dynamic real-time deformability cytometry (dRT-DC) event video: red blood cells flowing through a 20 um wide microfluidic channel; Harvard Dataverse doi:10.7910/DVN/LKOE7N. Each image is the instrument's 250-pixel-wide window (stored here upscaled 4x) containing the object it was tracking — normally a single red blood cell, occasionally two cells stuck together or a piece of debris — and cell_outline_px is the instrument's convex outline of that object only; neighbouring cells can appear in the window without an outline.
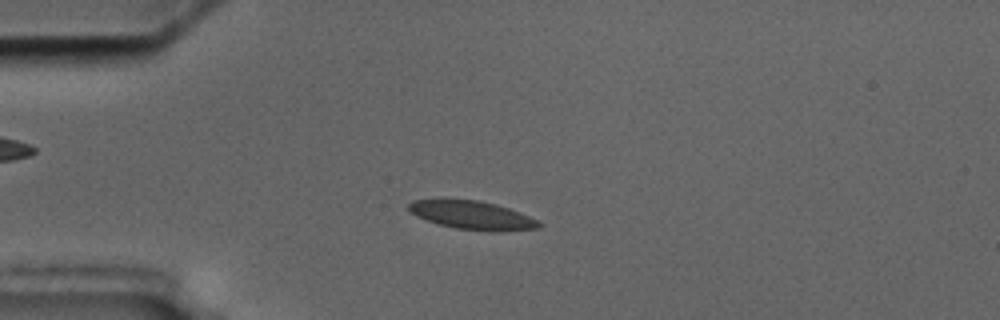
{"species": "common noctule bat (a hibernating species)", "species_latin": "Nyctalus noctula", "temperature_condition": "cold", "stored_images_in_passage": 56, "camera_frame_rate_fps": 3000, "um_per_image_px": 0.085, "animal": {"sex": "male", "body_mass_g": 17.5, "forearm_length_mm": 52.3}, "frame": {"image": 1, "passage_image": 14, "time_ms": 4.333, "image_size_px": [1000, 320], "cell_outline_px": [[540, 228], [500, 232], [488, 232], [456, 228], [440, 224], [416, 216], [408, 212], [408, 204], [412, 200], [440, 196], [444, 196], [480, 200], [496, 204], [520, 212], [536, 220], [540, 224]], "centroid_in_image_um": [40.03, 18.24], "position_along_channel_um": 45.0, "area_um2": 22.54}}
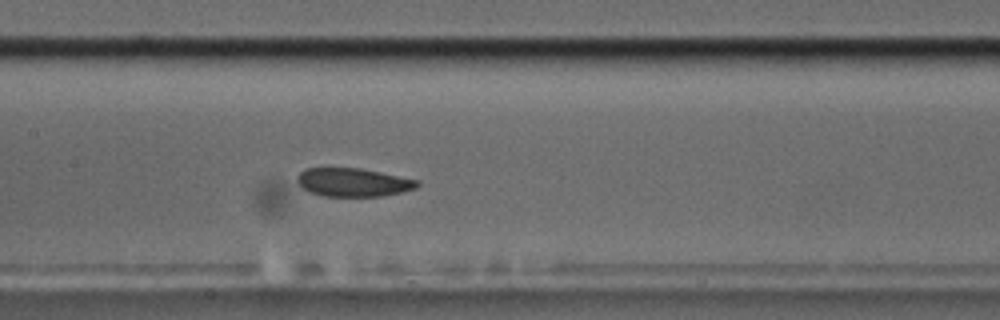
{"frame": {"image": 2, "passage_image": 27, "time_ms": 8.667, "image_size_px": [1000, 320], "cell_outline_px": [[420, 184], [416, 188], [404, 192], [384, 196], [324, 196], [308, 192], [296, 180], [296, 176], [304, 168], [360, 168], [420, 180]], "centroid_in_image_um": [30.04, 15.5], "position_along_channel_um": 177.4, "area_um2": 20.06}}
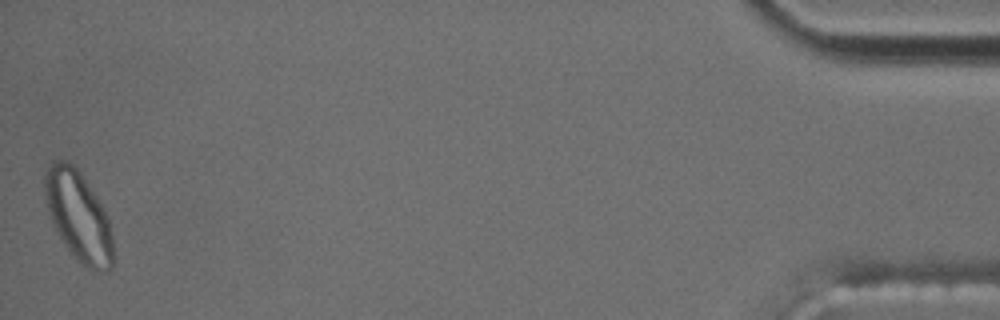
{"frame": {"image": 3, "passage_image": 56, "time_ms": 18.333, "image_size_px": [1000, 320], "cell_outline_px": [[112, 268], [104, 272], [96, 272], [80, 264], [68, 252], [56, 232], [48, 212], [44, 192], [44, 176], [48, 168], [56, 160], [68, 160], [80, 172], [104, 208], [108, 220], [112, 236]], "centroid_in_image_um": [6.65, 18.41], "position_along_channel_um": 428.5, "area_um2": 35.89}, "authors_computed_cell_mechanics": {"area_um2": 21.2126, "velocity_mm_per_s": 3.5335, "shape_relaxation_time_tau1_ms": null, "shape_relaxation_time_tau2_ms": 2.1146, "deformation_change_tau1": null, "deformation_change_tau2": 0.0632}}